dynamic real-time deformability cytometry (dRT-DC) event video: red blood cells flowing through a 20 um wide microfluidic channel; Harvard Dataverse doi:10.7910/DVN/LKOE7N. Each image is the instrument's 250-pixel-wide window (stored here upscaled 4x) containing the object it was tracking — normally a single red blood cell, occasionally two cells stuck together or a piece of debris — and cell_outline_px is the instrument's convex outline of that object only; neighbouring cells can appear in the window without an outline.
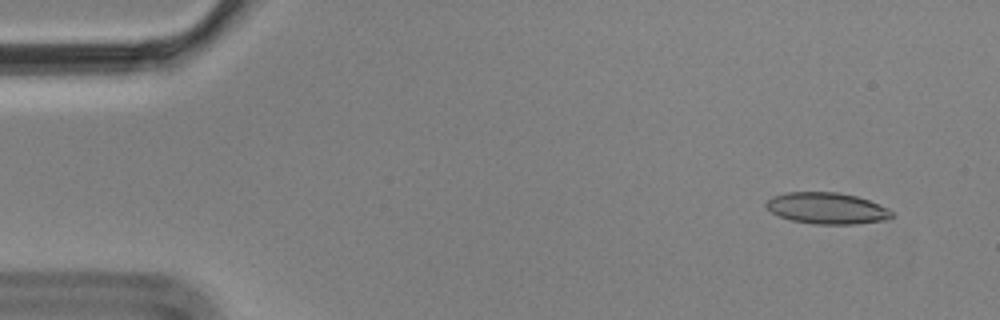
{"species": "Egyptian fruit bat (a non-hibernating species)", "species_latin": "Rousettus aegyptiacus", "temperature_condition": "cold", "stored_images_in_passage": 7, "camera_frame_rate_fps": 3000, "um_per_image_px": 0.085, "animal": {"sex": "male"}, "frame": {"image": 1, "passage_image": 1, "time_ms": 0.0, "image_size_px": [1000, 320], "cell_outline_px": [[896, 216], [888, 220], [856, 224], [812, 224], [792, 220], [780, 216], [772, 212], [764, 204], [772, 196], [784, 192], [836, 192], [856, 196], [868, 200], [888, 208], [896, 212]], "centroid_in_image_um": [70.34, 17.71], "position_along_channel_um": 14.7, "area_um2": 23.18}}
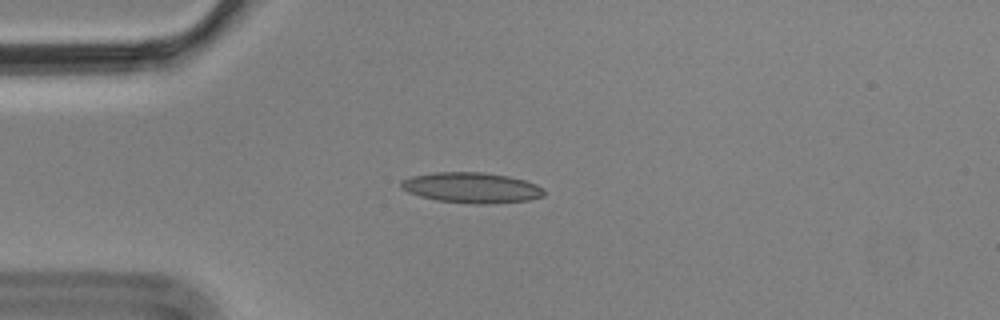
{"frame": {"image": 2, "passage_image": 4, "time_ms": 1.0, "image_size_px": [1000, 320], "cell_outline_px": [[544, 196], [528, 200], [488, 204], [472, 204], [436, 200], [420, 196], [408, 192], [400, 188], [400, 180], [412, 176], [432, 172], [484, 172], [508, 176], [524, 180], [536, 184], [544, 188]], "centroid_in_image_um": [40.06, 15.95], "position_along_channel_um": 44.9, "area_um2": 25.61}}